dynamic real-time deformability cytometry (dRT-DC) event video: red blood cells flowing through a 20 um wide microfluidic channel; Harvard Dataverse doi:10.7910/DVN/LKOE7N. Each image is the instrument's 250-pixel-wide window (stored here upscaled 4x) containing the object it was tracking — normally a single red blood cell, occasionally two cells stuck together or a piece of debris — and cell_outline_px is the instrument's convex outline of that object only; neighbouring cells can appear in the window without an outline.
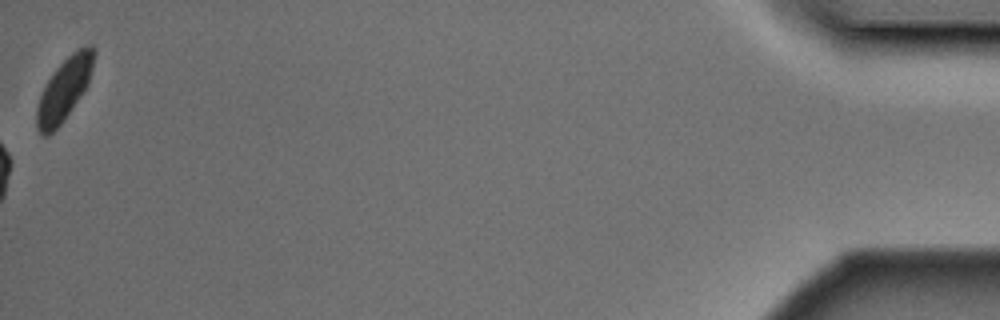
{"species": "Egyptian fruit bat (a non-hibernating species)", "species_latin": "Rousettus aegyptiacus", "temperature_condition": "cold", "stored_images_in_passage": 50, "camera_frame_rate_fps": 3000, "um_per_image_px": 0.085, "animal": {"sex": "male"}, "frame": {"image": 1, "passage_image": 50, "time_ms": 16.333, "image_size_px": [1000, 320], "cell_outline_px": [[96, 52], [88, 84], [84, 92], [60, 124], [48, 136], [40, 136], [36, 128], [36, 108], [40, 96], [52, 72], [76, 48], [88, 44], [92, 44], [96, 48]], "centroid_in_image_um": [5.47, 7.56], "position_along_channel_um": 429.7, "area_um2": 20.92}}